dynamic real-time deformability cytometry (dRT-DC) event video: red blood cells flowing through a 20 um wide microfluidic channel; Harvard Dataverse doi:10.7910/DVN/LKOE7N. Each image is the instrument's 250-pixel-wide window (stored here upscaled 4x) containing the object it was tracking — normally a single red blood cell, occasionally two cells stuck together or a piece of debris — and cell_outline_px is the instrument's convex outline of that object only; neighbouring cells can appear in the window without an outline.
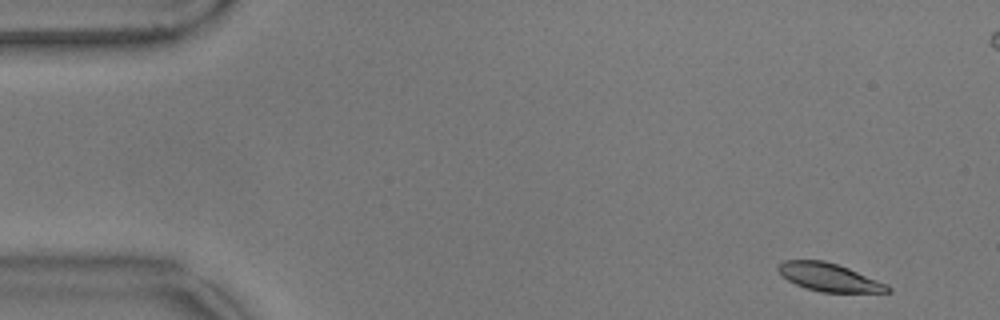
{"species": "common noctule bat (a hibernating species)", "species_latin": "Nyctalus noctula", "temperature_condition": "warm", "stored_images_in_passage": 56, "camera_frame_rate_fps": 3000, "um_per_image_px": 0.085, "animal": {"sex": "male", "body_mass_g": 17.9}, "frame": {"image": 1, "passage_image": 2, "time_ms": 0.333, "image_size_px": [1000, 320], "cell_outline_px": [[892, 292], [820, 292], [796, 284], [788, 280], [776, 268], [784, 260], [824, 260], [848, 268], [888, 284], [892, 288]], "centroid_in_image_um": [70.51, 23.57], "position_along_channel_um": 14.5, "area_um2": 17.69}}
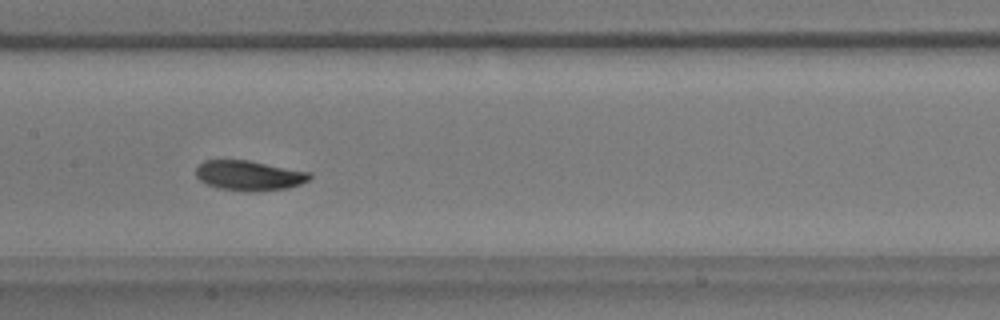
{"frame": {"image": 2, "passage_image": 26, "time_ms": 8.333, "image_size_px": [1000, 320], "cell_outline_px": [[312, 176], [308, 180], [300, 184], [288, 188], [220, 188], [204, 184], [196, 176], [196, 168], [204, 160], [248, 160], [312, 172]], "centroid_in_image_um": [21.17, 14.85], "position_along_channel_um": 186.2, "area_um2": 18.96}}
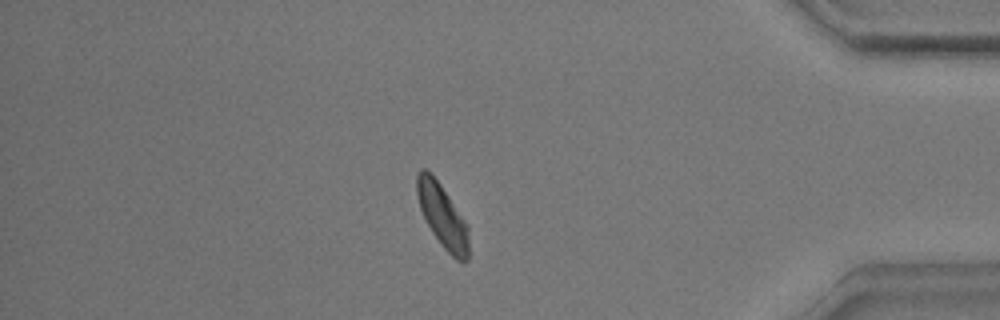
{"frame": {"image": 3, "passage_image": 47, "time_ms": 15.333, "image_size_px": [1000, 320], "cell_outline_px": [[468, 260], [456, 260], [440, 244], [432, 232], [420, 208], [416, 192], [416, 176], [420, 168], [424, 168], [440, 184], [468, 224]], "centroid_in_image_um": [37.6, 18.35], "position_along_channel_um": 397.6, "area_um2": 18.84}, "authors_computed_cell_mechanics": {"area_um2": 19.1896, "velocity_mm_per_s": 3.5207, "shape_relaxation_time_tau1_ms": 2.7614, "shape_relaxation_time_tau2_ms": 4.2145, "deformation_change_tau1": 0.0882, "deformation_change_tau2": 0.0757}}